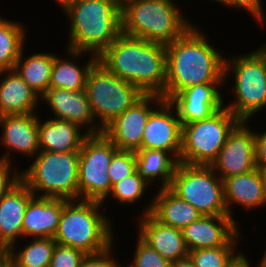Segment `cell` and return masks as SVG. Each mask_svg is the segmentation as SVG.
Returning a JSON list of instances; mask_svg holds the SVG:
<instances>
[{
	"label": "cell",
	"mask_w": 266,
	"mask_h": 267,
	"mask_svg": "<svg viewBox=\"0 0 266 267\" xmlns=\"http://www.w3.org/2000/svg\"><path fill=\"white\" fill-rule=\"evenodd\" d=\"M255 163L257 168H266V130L255 131Z\"/></svg>",
	"instance_id": "39"
},
{
	"label": "cell",
	"mask_w": 266,
	"mask_h": 267,
	"mask_svg": "<svg viewBox=\"0 0 266 267\" xmlns=\"http://www.w3.org/2000/svg\"><path fill=\"white\" fill-rule=\"evenodd\" d=\"M98 62L144 94L165 99V45L121 33L99 56Z\"/></svg>",
	"instance_id": "2"
},
{
	"label": "cell",
	"mask_w": 266,
	"mask_h": 267,
	"mask_svg": "<svg viewBox=\"0 0 266 267\" xmlns=\"http://www.w3.org/2000/svg\"><path fill=\"white\" fill-rule=\"evenodd\" d=\"M40 102L48 104L51 113L54 114L53 118L77 124L89 135L101 134L103 131L96 124L85 90L48 89L40 97Z\"/></svg>",
	"instance_id": "18"
},
{
	"label": "cell",
	"mask_w": 266,
	"mask_h": 267,
	"mask_svg": "<svg viewBox=\"0 0 266 267\" xmlns=\"http://www.w3.org/2000/svg\"><path fill=\"white\" fill-rule=\"evenodd\" d=\"M230 73L234 99L225 107L241 121H251L266 108V44L244 55L226 56L224 83Z\"/></svg>",
	"instance_id": "6"
},
{
	"label": "cell",
	"mask_w": 266,
	"mask_h": 267,
	"mask_svg": "<svg viewBox=\"0 0 266 267\" xmlns=\"http://www.w3.org/2000/svg\"><path fill=\"white\" fill-rule=\"evenodd\" d=\"M39 115V150L48 152H79L89 134L67 120L49 117L42 122Z\"/></svg>",
	"instance_id": "24"
},
{
	"label": "cell",
	"mask_w": 266,
	"mask_h": 267,
	"mask_svg": "<svg viewBox=\"0 0 266 267\" xmlns=\"http://www.w3.org/2000/svg\"><path fill=\"white\" fill-rule=\"evenodd\" d=\"M20 179L34 196L78 199L79 152L39 151Z\"/></svg>",
	"instance_id": "7"
},
{
	"label": "cell",
	"mask_w": 266,
	"mask_h": 267,
	"mask_svg": "<svg viewBox=\"0 0 266 267\" xmlns=\"http://www.w3.org/2000/svg\"><path fill=\"white\" fill-rule=\"evenodd\" d=\"M136 171L135 151L118 150L108 166V175L111 184L121 181Z\"/></svg>",
	"instance_id": "33"
},
{
	"label": "cell",
	"mask_w": 266,
	"mask_h": 267,
	"mask_svg": "<svg viewBox=\"0 0 266 267\" xmlns=\"http://www.w3.org/2000/svg\"><path fill=\"white\" fill-rule=\"evenodd\" d=\"M38 123L39 115L37 113L0 116V127L2 128L0 142L3 145L1 148L4 147L7 151L0 159L11 164L14 161L12 160V155H15L13 153H20L19 155H24L23 157L27 156L26 158L32 157L31 159H33L40 151Z\"/></svg>",
	"instance_id": "16"
},
{
	"label": "cell",
	"mask_w": 266,
	"mask_h": 267,
	"mask_svg": "<svg viewBox=\"0 0 266 267\" xmlns=\"http://www.w3.org/2000/svg\"><path fill=\"white\" fill-rule=\"evenodd\" d=\"M26 244L23 249H17L16 245L9 248L13 267H49L57 244L54 238H33Z\"/></svg>",
	"instance_id": "30"
},
{
	"label": "cell",
	"mask_w": 266,
	"mask_h": 267,
	"mask_svg": "<svg viewBox=\"0 0 266 267\" xmlns=\"http://www.w3.org/2000/svg\"><path fill=\"white\" fill-rule=\"evenodd\" d=\"M224 199L231 218L232 205H239L246 211L266 206V193L261 169L256 168L245 174L233 175L223 180ZM232 206V207H231Z\"/></svg>",
	"instance_id": "22"
},
{
	"label": "cell",
	"mask_w": 266,
	"mask_h": 267,
	"mask_svg": "<svg viewBox=\"0 0 266 267\" xmlns=\"http://www.w3.org/2000/svg\"><path fill=\"white\" fill-rule=\"evenodd\" d=\"M150 185L137 171L128 177L123 178L121 181L112 185L109 195L101 202L103 205L107 199H113L121 205H132L136 201L144 198ZM105 202V203H104Z\"/></svg>",
	"instance_id": "32"
},
{
	"label": "cell",
	"mask_w": 266,
	"mask_h": 267,
	"mask_svg": "<svg viewBox=\"0 0 266 267\" xmlns=\"http://www.w3.org/2000/svg\"><path fill=\"white\" fill-rule=\"evenodd\" d=\"M62 8V11L76 0H54Z\"/></svg>",
	"instance_id": "43"
},
{
	"label": "cell",
	"mask_w": 266,
	"mask_h": 267,
	"mask_svg": "<svg viewBox=\"0 0 266 267\" xmlns=\"http://www.w3.org/2000/svg\"><path fill=\"white\" fill-rule=\"evenodd\" d=\"M175 0H127L121 5L122 33L169 44L192 25Z\"/></svg>",
	"instance_id": "5"
},
{
	"label": "cell",
	"mask_w": 266,
	"mask_h": 267,
	"mask_svg": "<svg viewBox=\"0 0 266 267\" xmlns=\"http://www.w3.org/2000/svg\"><path fill=\"white\" fill-rule=\"evenodd\" d=\"M0 77V116L38 112L40 96L14 69L0 71Z\"/></svg>",
	"instance_id": "25"
},
{
	"label": "cell",
	"mask_w": 266,
	"mask_h": 267,
	"mask_svg": "<svg viewBox=\"0 0 266 267\" xmlns=\"http://www.w3.org/2000/svg\"><path fill=\"white\" fill-rule=\"evenodd\" d=\"M199 29L193 24L182 36L165 45V100L190 86L224 83L223 51L216 50Z\"/></svg>",
	"instance_id": "1"
},
{
	"label": "cell",
	"mask_w": 266,
	"mask_h": 267,
	"mask_svg": "<svg viewBox=\"0 0 266 267\" xmlns=\"http://www.w3.org/2000/svg\"><path fill=\"white\" fill-rule=\"evenodd\" d=\"M205 1V0H204ZM208 1H214V2H217L218 4L220 3L221 4V0H208Z\"/></svg>",
	"instance_id": "48"
},
{
	"label": "cell",
	"mask_w": 266,
	"mask_h": 267,
	"mask_svg": "<svg viewBox=\"0 0 266 267\" xmlns=\"http://www.w3.org/2000/svg\"><path fill=\"white\" fill-rule=\"evenodd\" d=\"M261 174L264 179V187H265V193H266V168H261Z\"/></svg>",
	"instance_id": "46"
},
{
	"label": "cell",
	"mask_w": 266,
	"mask_h": 267,
	"mask_svg": "<svg viewBox=\"0 0 266 267\" xmlns=\"http://www.w3.org/2000/svg\"><path fill=\"white\" fill-rule=\"evenodd\" d=\"M241 122L226 107L208 119L182 124V148L179 162L189 165H211L228 135Z\"/></svg>",
	"instance_id": "8"
},
{
	"label": "cell",
	"mask_w": 266,
	"mask_h": 267,
	"mask_svg": "<svg viewBox=\"0 0 266 267\" xmlns=\"http://www.w3.org/2000/svg\"><path fill=\"white\" fill-rule=\"evenodd\" d=\"M0 267H13V261L10 257V255H8L1 263H0Z\"/></svg>",
	"instance_id": "44"
},
{
	"label": "cell",
	"mask_w": 266,
	"mask_h": 267,
	"mask_svg": "<svg viewBox=\"0 0 266 267\" xmlns=\"http://www.w3.org/2000/svg\"><path fill=\"white\" fill-rule=\"evenodd\" d=\"M182 148V124L176 108L163 99L148 117L141 149H158L170 153L178 162Z\"/></svg>",
	"instance_id": "14"
},
{
	"label": "cell",
	"mask_w": 266,
	"mask_h": 267,
	"mask_svg": "<svg viewBox=\"0 0 266 267\" xmlns=\"http://www.w3.org/2000/svg\"><path fill=\"white\" fill-rule=\"evenodd\" d=\"M158 189L141 215L151 213L162 224L181 230L202 216L194 206L180 199L169 188Z\"/></svg>",
	"instance_id": "23"
},
{
	"label": "cell",
	"mask_w": 266,
	"mask_h": 267,
	"mask_svg": "<svg viewBox=\"0 0 266 267\" xmlns=\"http://www.w3.org/2000/svg\"><path fill=\"white\" fill-rule=\"evenodd\" d=\"M33 196L32 191L20 179L0 199V244L8 248L18 246V240L23 238L25 208Z\"/></svg>",
	"instance_id": "21"
},
{
	"label": "cell",
	"mask_w": 266,
	"mask_h": 267,
	"mask_svg": "<svg viewBox=\"0 0 266 267\" xmlns=\"http://www.w3.org/2000/svg\"><path fill=\"white\" fill-rule=\"evenodd\" d=\"M250 259L247 258L246 255H244L235 265L232 267H251L250 265Z\"/></svg>",
	"instance_id": "41"
},
{
	"label": "cell",
	"mask_w": 266,
	"mask_h": 267,
	"mask_svg": "<svg viewBox=\"0 0 266 267\" xmlns=\"http://www.w3.org/2000/svg\"><path fill=\"white\" fill-rule=\"evenodd\" d=\"M247 123L249 121H241L232 130L217 158L210 165L222 180L257 168L255 131Z\"/></svg>",
	"instance_id": "13"
},
{
	"label": "cell",
	"mask_w": 266,
	"mask_h": 267,
	"mask_svg": "<svg viewBox=\"0 0 266 267\" xmlns=\"http://www.w3.org/2000/svg\"><path fill=\"white\" fill-rule=\"evenodd\" d=\"M236 220L229 215L204 216L182 229L188 251L215 248L238 247L243 233ZM240 239V240H239Z\"/></svg>",
	"instance_id": "15"
},
{
	"label": "cell",
	"mask_w": 266,
	"mask_h": 267,
	"mask_svg": "<svg viewBox=\"0 0 266 267\" xmlns=\"http://www.w3.org/2000/svg\"><path fill=\"white\" fill-rule=\"evenodd\" d=\"M134 257L127 267H170V262L152 249L138 235Z\"/></svg>",
	"instance_id": "34"
},
{
	"label": "cell",
	"mask_w": 266,
	"mask_h": 267,
	"mask_svg": "<svg viewBox=\"0 0 266 267\" xmlns=\"http://www.w3.org/2000/svg\"><path fill=\"white\" fill-rule=\"evenodd\" d=\"M67 201L64 198L33 196L23 216V238H54Z\"/></svg>",
	"instance_id": "20"
},
{
	"label": "cell",
	"mask_w": 266,
	"mask_h": 267,
	"mask_svg": "<svg viewBox=\"0 0 266 267\" xmlns=\"http://www.w3.org/2000/svg\"><path fill=\"white\" fill-rule=\"evenodd\" d=\"M65 52L67 54L65 53L66 57L64 58L55 54L49 89L64 88L69 91H83L85 90L88 72L98 61V56L89 52L71 50L66 47ZM85 54H90V57L87 59L88 62L86 61L84 66H79L77 60H81L84 56L86 57Z\"/></svg>",
	"instance_id": "26"
},
{
	"label": "cell",
	"mask_w": 266,
	"mask_h": 267,
	"mask_svg": "<svg viewBox=\"0 0 266 267\" xmlns=\"http://www.w3.org/2000/svg\"><path fill=\"white\" fill-rule=\"evenodd\" d=\"M266 249V248H265ZM260 263H257V267H266V250L263 257H261Z\"/></svg>",
	"instance_id": "45"
},
{
	"label": "cell",
	"mask_w": 266,
	"mask_h": 267,
	"mask_svg": "<svg viewBox=\"0 0 266 267\" xmlns=\"http://www.w3.org/2000/svg\"><path fill=\"white\" fill-rule=\"evenodd\" d=\"M136 171L149 183H161L160 188H169L179 163L170 153L158 149H138Z\"/></svg>",
	"instance_id": "27"
},
{
	"label": "cell",
	"mask_w": 266,
	"mask_h": 267,
	"mask_svg": "<svg viewBox=\"0 0 266 267\" xmlns=\"http://www.w3.org/2000/svg\"><path fill=\"white\" fill-rule=\"evenodd\" d=\"M262 0H221V4L227 8H236V10L243 9L254 17V20H258L260 23H264V9ZM257 18V19H256Z\"/></svg>",
	"instance_id": "36"
},
{
	"label": "cell",
	"mask_w": 266,
	"mask_h": 267,
	"mask_svg": "<svg viewBox=\"0 0 266 267\" xmlns=\"http://www.w3.org/2000/svg\"><path fill=\"white\" fill-rule=\"evenodd\" d=\"M85 92L102 130L144 95L137 86L112 74L98 61L88 72Z\"/></svg>",
	"instance_id": "9"
},
{
	"label": "cell",
	"mask_w": 266,
	"mask_h": 267,
	"mask_svg": "<svg viewBox=\"0 0 266 267\" xmlns=\"http://www.w3.org/2000/svg\"><path fill=\"white\" fill-rule=\"evenodd\" d=\"M9 255V248L0 244V263Z\"/></svg>",
	"instance_id": "42"
},
{
	"label": "cell",
	"mask_w": 266,
	"mask_h": 267,
	"mask_svg": "<svg viewBox=\"0 0 266 267\" xmlns=\"http://www.w3.org/2000/svg\"><path fill=\"white\" fill-rule=\"evenodd\" d=\"M137 221V235L170 263L188 256L181 229L162 224L151 213Z\"/></svg>",
	"instance_id": "19"
},
{
	"label": "cell",
	"mask_w": 266,
	"mask_h": 267,
	"mask_svg": "<svg viewBox=\"0 0 266 267\" xmlns=\"http://www.w3.org/2000/svg\"><path fill=\"white\" fill-rule=\"evenodd\" d=\"M62 12L69 23L68 49L99 56L122 33L116 0H76Z\"/></svg>",
	"instance_id": "3"
},
{
	"label": "cell",
	"mask_w": 266,
	"mask_h": 267,
	"mask_svg": "<svg viewBox=\"0 0 266 267\" xmlns=\"http://www.w3.org/2000/svg\"><path fill=\"white\" fill-rule=\"evenodd\" d=\"M119 149L103 134L89 135L79 151L78 199L102 202L112 184L108 166Z\"/></svg>",
	"instance_id": "11"
},
{
	"label": "cell",
	"mask_w": 266,
	"mask_h": 267,
	"mask_svg": "<svg viewBox=\"0 0 266 267\" xmlns=\"http://www.w3.org/2000/svg\"><path fill=\"white\" fill-rule=\"evenodd\" d=\"M170 267H195L189 256L171 262Z\"/></svg>",
	"instance_id": "40"
},
{
	"label": "cell",
	"mask_w": 266,
	"mask_h": 267,
	"mask_svg": "<svg viewBox=\"0 0 266 267\" xmlns=\"http://www.w3.org/2000/svg\"><path fill=\"white\" fill-rule=\"evenodd\" d=\"M25 25L0 16V71L12 70L24 49Z\"/></svg>",
	"instance_id": "29"
},
{
	"label": "cell",
	"mask_w": 266,
	"mask_h": 267,
	"mask_svg": "<svg viewBox=\"0 0 266 267\" xmlns=\"http://www.w3.org/2000/svg\"><path fill=\"white\" fill-rule=\"evenodd\" d=\"M237 248H202L189 251L188 256L195 267H232L245 255Z\"/></svg>",
	"instance_id": "31"
},
{
	"label": "cell",
	"mask_w": 266,
	"mask_h": 267,
	"mask_svg": "<svg viewBox=\"0 0 266 267\" xmlns=\"http://www.w3.org/2000/svg\"><path fill=\"white\" fill-rule=\"evenodd\" d=\"M13 166L14 164H10L5 160L0 159V199L20 180L21 170L17 167L14 168Z\"/></svg>",
	"instance_id": "37"
},
{
	"label": "cell",
	"mask_w": 266,
	"mask_h": 267,
	"mask_svg": "<svg viewBox=\"0 0 266 267\" xmlns=\"http://www.w3.org/2000/svg\"><path fill=\"white\" fill-rule=\"evenodd\" d=\"M86 257L87 255L78 249L56 244L49 267H80Z\"/></svg>",
	"instance_id": "35"
},
{
	"label": "cell",
	"mask_w": 266,
	"mask_h": 267,
	"mask_svg": "<svg viewBox=\"0 0 266 267\" xmlns=\"http://www.w3.org/2000/svg\"><path fill=\"white\" fill-rule=\"evenodd\" d=\"M101 207L100 201L68 200L63 206L55 242L86 255H97L113 247L116 243L113 242V224L109 216L101 212Z\"/></svg>",
	"instance_id": "4"
},
{
	"label": "cell",
	"mask_w": 266,
	"mask_h": 267,
	"mask_svg": "<svg viewBox=\"0 0 266 267\" xmlns=\"http://www.w3.org/2000/svg\"><path fill=\"white\" fill-rule=\"evenodd\" d=\"M24 51L25 49L22 50L13 69L41 97L49 89L55 53L38 52L25 57Z\"/></svg>",
	"instance_id": "28"
},
{
	"label": "cell",
	"mask_w": 266,
	"mask_h": 267,
	"mask_svg": "<svg viewBox=\"0 0 266 267\" xmlns=\"http://www.w3.org/2000/svg\"><path fill=\"white\" fill-rule=\"evenodd\" d=\"M113 248L115 249L113 246L97 255H87L80 267H125L119 261L117 262L116 257H113Z\"/></svg>",
	"instance_id": "38"
},
{
	"label": "cell",
	"mask_w": 266,
	"mask_h": 267,
	"mask_svg": "<svg viewBox=\"0 0 266 267\" xmlns=\"http://www.w3.org/2000/svg\"><path fill=\"white\" fill-rule=\"evenodd\" d=\"M224 83H205L190 86L175 94L169 101L176 108L181 124L208 119L225 107L220 87Z\"/></svg>",
	"instance_id": "17"
},
{
	"label": "cell",
	"mask_w": 266,
	"mask_h": 267,
	"mask_svg": "<svg viewBox=\"0 0 266 267\" xmlns=\"http://www.w3.org/2000/svg\"><path fill=\"white\" fill-rule=\"evenodd\" d=\"M120 5H122L127 0H116Z\"/></svg>",
	"instance_id": "47"
},
{
	"label": "cell",
	"mask_w": 266,
	"mask_h": 267,
	"mask_svg": "<svg viewBox=\"0 0 266 267\" xmlns=\"http://www.w3.org/2000/svg\"><path fill=\"white\" fill-rule=\"evenodd\" d=\"M163 99L158 94H144L131 107L109 123L102 133L119 150L137 151L141 149L142 135L150 112Z\"/></svg>",
	"instance_id": "12"
},
{
	"label": "cell",
	"mask_w": 266,
	"mask_h": 267,
	"mask_svg": "<svg viewBox=\"0 0 266 267\" xmlns=\"http://www.w3.org/2000/svg\"><path fill=\"white\" fill-rule=\"evenodd\" d=\"M169 189L204 216L229 215L224 199L223 180L210 165L179 162Z\"/></svg>",
	"instance_id": "10"
}]
</instances>
